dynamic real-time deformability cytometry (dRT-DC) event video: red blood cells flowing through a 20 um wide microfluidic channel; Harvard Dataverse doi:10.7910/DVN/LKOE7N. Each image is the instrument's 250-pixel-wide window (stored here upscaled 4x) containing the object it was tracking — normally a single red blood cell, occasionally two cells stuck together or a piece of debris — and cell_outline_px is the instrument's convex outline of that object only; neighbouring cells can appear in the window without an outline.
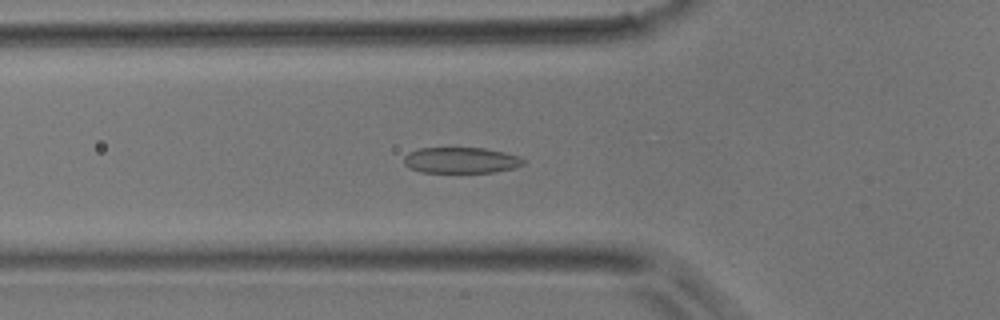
{"species": "common noctule bat (a hibernating species)", "species_latin": "Nyctalus noctula", "temperature_condition": "room temperature", "stored_images_in_passage": 49, "camera_frame_rate_fps": 3000, "um_per_image_px": 0.085, "animal": {"sex": "male", "body_mass_g": 17.9}, "frame": {"image": 1, "passage_image": 17, "time_ms": 5.333, "image_size_px": [1000, 320], "cell_outline_px": [[524, 164], [516, 168], [496, 172], [420, 172], [408, 168], [404, 164], [404, 156], [408, 152], [420, 148], [484, 148], [504, 152], [520, 156], [524, 160]], "centroid_in_image_um": [39.18, 13.62], "position_along_channel_um": 86.6, "area_um2": 18.21}}
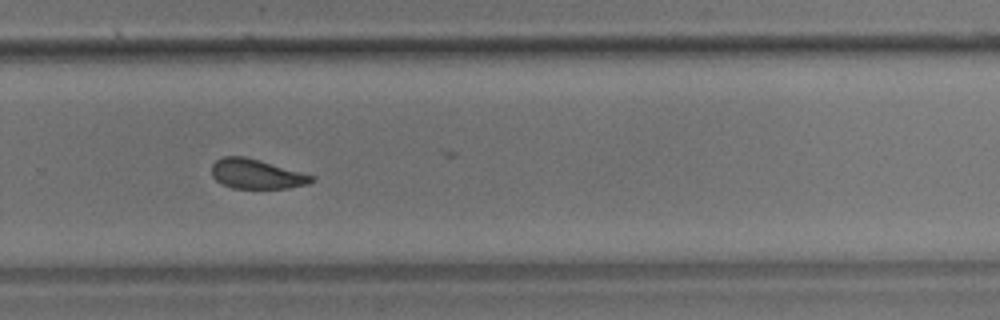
{"frame": {"image": 2, "passage_image": 33, "time_ms": 10.667, "image_size_px": [1000, 320], "cell_outline_px": [[316, 180], [308, 184], [288, 188], [232, 188], [220, 184], [212, 176], [212, 164], [216, 160], [224, 156], [244, 156], [260, 160], [316, 176]], "centroid_in_image_um": [21.81, 14.79], "position_along_channel_um": 308.0, "area_um2": 17.4}}
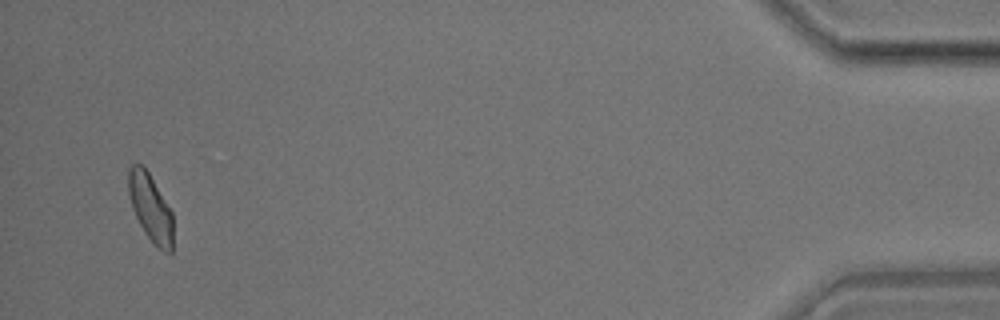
{"frame": {"image": 3, "passage_image": 47, "time_ms": 15.333, "image_size_px": [1000, 320], "cell_outline_px": [[172, 252], [164, 252], [144, 232], [132, 208], [128, 192], [128, 168], [132, 164], [140, 164], [148, 172], [172, 212]], "centroid_in_image_um": [12.77, 17.63], "position_along_channel_um": 422.4, "area_um2": 17.11}}